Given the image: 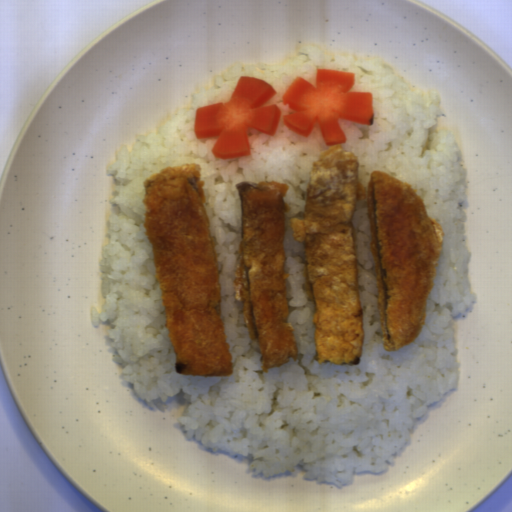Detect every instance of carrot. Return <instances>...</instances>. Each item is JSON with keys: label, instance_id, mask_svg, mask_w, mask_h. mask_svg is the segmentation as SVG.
Returning a JSON list of instances; mask_svg holds the SVG:
<instances>
[{"label": "carrot", "instance_id": "carrot-2", "mask_svg": "<svg viewBox=\"0 0 512 512\" xmlns=\"http://www.w3.org/2000/svg\"><path fill=\"white\" fill-rule=\"evenodd\" d=\"M276 93L257 77H240L228 101L195 110L196 138L219 136L211 152L223 160L251 154L249 129L271 137L277 134L282 111L275 104L262 106Z\"/></svg>", "mask_w": 512, "mask_h": 512}, {"label": "carrot", "instance_id": "carrot-1", "mask_svg": "<svg viewBox=\"0 0 512 512\" xmlns=\"http://www.w3.org/2000/svg\"><path fill=\"white\" fill-rule=\"evenodd\" d=\"M354 83V73L329 68L316 69L315 86L303 76L296 77L281 99L294 111L282 115L285 126L308 138L317 124L324 145L345 144L339 119L373 125V92H350Z\"/></svg>", "mask_w": 512, "mask_h": 512}]
</instances>
